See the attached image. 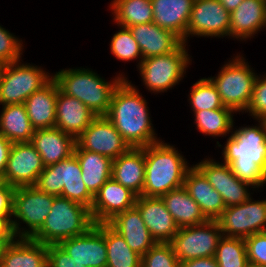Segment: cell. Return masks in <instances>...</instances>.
I'll use <instances>...</instances> for the list:
<instances>
[{"label": "cell", "instance_id": "obj_1", "mask_svg": "<svg viewBox=\"0 0 266 267\" xmlns=\"http://www.w3.org/2000/svg\"><path fill=\"white\" fill-rule=\"evenodd\" d=\"M256 121L255 126L232 127L224 146L217 141L216 147H222L221 162L259 192L266 186V129L261 120Z\"/></svg>", "mask_w": 266, "mask_h": 267}, {"label": "cell", "instance_id": "obj_2", "mask_svg": "<svg viewBox=\"0 0 266 267\" xmlns=\"http://www.w3.org/2000/svg\"><path fill=\"white\" fill-rule=\"evenodd\" d=\"M138 86L123 79L115 88L106 117L130 147L142 148L158 142L147 100Z\"/></svg>", "mask_w": 266, "mask_h": 267}, {"label": "cell", "instance_id": "obj_3", "mask_svg": "<svg viewBox=\"0 0 266 267\" xmlns=\"http://www.w3.org/2000/svg\"><path fill=\"white\" fill-rule=\"evenodd\" d=\"M175 145L160 140L145 146V180L141 196L161 197L184 186L189 166Z\"/></svg>", "mask_w": 266, "mask_h": 267}, {"label": "cell", "instance_id": "obj_4", "mask_svg": "<svg viewBox=\"0 0 266 267\" xmlns=\"http://www.w3.org/2000/svg\"><path fill=\"white\" fill-rule=\"evenodd\" d=\"M53 78L61 92L78 99L96 116L108 114L115 88L127 79L125 73L119 72L107 81L95 70L84 67L60 69L53 74Z\"/></svg>", "mask_w": 266, "mask_h": 267}, {"label": "cell", "instance_id": "obj_5", "mask_svg": "<svg viewBox=\"0 0 266 267\" xmlns=\"http://www.w3.org/2000/svg\"><path fill=\"white\" fill-rule=\"evenodd\" d=\"M94 225L90 209L62 196H54L50 213L41 229L31 238L45 245L85 234Z\"/></svg>", "mask_w": 266, "mask_h": 267}, {"label": "cell", "instance_id": "obj_6", "mask_svg": "<svg viewBox=\"0 0 266 267\" xmlns=\"http://www.w3.org/2000/svg\"><path fill=\"white\" fill-rule=\"evenodd\" d=\"M240 54L237 53L228 62H224L216 76L208 77L216 87L223 105L236 114H244L248 108L258 75L243 54Z\"/></svg>", "mask_w": 266, "mask_h": 267}, {"label": "cell", "instance_id": "obj_7", "mask_svg": "<svg viewBox=\"0 0 266 267\" xmlns=\"http://www.w3.org/2000/svg\"><path fill=\"white\" fill-rule=\"evenodd\" d=\"M80 163L75 154L45 166L35 186L47 194L62 196L91 209L94 196L89 192L81 176Z\"/></svg>", "mask_w": 266, "mask_h": 267}, {"label": "cell", "instance_id": "obj_8", "mask_svg": "<svg viewBox=\"0 0 266 267\" xmlns=\"http://www.w3.org/2000/svg\"><path fill=\"white\" fill-rule=\"evenodd\" d=\"M187 46V47H186ZM188 44L181 43L174 51L142 60L137 68L142 84L154 94L171 90L186 77V70L192 64ZM191 58V59H190Z\"/></svg>", "mask_w": 266, "mask_h": 267}, {"label": "cell", "instance_id": "obj_9", "mask_svg": "<svg viewBox=\"0 0 266 267\" xmlns=\"http://www.w3.org/2000/svg\"><path fill=\"white\" fill-rule=\"evenodd\" d=\"M53 201L54 195L40 191L36 186L17 187L11 221L16 237L32 238L44 224Z\"/></svg>", "mask_w": 266, "mask_h": 267}, {"label": "cell", "instance_id": "obj_10", "mask_svg": "<svg viewBox=\"0 0 266 267\" xmlns=\"http://www.w3.org/2000/svg\"><path fill=\"white\" fill-rule=\"evenodd\" d=\"M23 62L19 60L3 66L0 74V105L23 104L53 78V73L46 72L42 66Z\"/></svg>", "mask_w": 266, "mask_h": 267}, {"label": "cell", "instance_id": "obj_11", "mask_svg": "<svg viewBox=\"0 0 266 267\" xmlns=\"http://www.w3.org/2000/svg\"><path fill=\"white\" fill-rule=\"evenodd\" d=\"M223 233L217 220L179 228L169 242L180 262L197 258L214 257Z\"/></svg>", "mask_w": 266, "mask_h": 267}, {"label": "cell", "instance_id": "obj_12", "mask_svg": "<svg viewBox=\"0 0 266 267\" xmlns=\"http://www.w3.org/2000/svg\"><path fill=\"white\" fill-rule=\"evenodd\" d=\"M252 197L242 204L224 209L217 219L223 236L245 239L263 232L266 226V198L255 200Z\"/></svg>", "mask_w": 266, "mask_h": 267}, {"label": "cell", "instance_id": "obj_13", "mask_svg": "<svg viewBox=\"0 0 266 267\" xmlns=\"http://www.w3.org/2000/svg\"><path fill=\"white\" fill-rule=\"evenodd\" d=\"M230 18V12L219 0H194L185 43L188 44L191 36L229 38Z\"/></svg>", "mask_w": 266, "mask_h": 267}, {"label": "cell", "instance_id": "obj_14", "mask_svg": "<svg viewBox=\"0 0 266 267\" xmlns=\"http://www.w3.org/2000/svg\"><path fill=\"white\" fill-rule=\"evenodd\" d=\"M193 165L220 193L226 207L242 204L254 194L250 190L255 191V188L238 179L228 164L216 161L208 156Z\"/></svg>", "mask_w": 266, "mask_h": 267}, {"label": "cell", "instance_id": "obj_15", "mask_svg": "<svg viewBox=\"0 0 266 267\" xmlns=\"http://www.w3.org/2000/svg\"><path fill=\"white\" fill-rule=\"evenodd\" d=\"M76 143L86 151L116 159L131 147L106 116H97L76 138Z\"/></svg>", "mask_w": 266, "mask_h": 267}, {"label": "cell", "instance_id": "obj_16", "mask_svg": "<svg viewBox=\"0 0 266 267\" xmlns=\"http://www.w3.org/2000/svg\"><path fill=\"white\" fill-rule=\"evenodd\" d=\"M45 165L30 142L12 143L6 170L0 181L17 188L35 186Z\"/></svg>", "mask_w": 266, "mask_h": 267}, {"label": "cell", "instance_id": "obj_17", "mask_svg": "<svg viewBox=\"0 0 266 267\" xmlns=\"http://www.w3.org/2000/svg\"><path fill=\"white\" fill-rule=\"evenodd\" d=\"M59 245L86 267H106L104 223L94 224L85 234L62 240Z\"/></svg>", "mask_w": 266, "mask_h": 267}, {"label": "cell", "instance_id": "obj_18", "mask_svg": "<svg viewBox=\"0 0 266 267\" xmlns=\"http://www.w3.org/2000/svg\"><path fill=\"white\" fill-rule=\"evenodd\" d=\"M137 195L112 177L94 195L90 209L94 224L107 223L118 213L135 206Z\"/></svg>", "mask_w": 266, "mask_h": 267}, {"label": "cell", "instance_id": "obj_19", "mask_svg": "<svg viewBox=\"0 0 266 267\" xmlns=\"http://www.w3.org/2000/svg\"><path fill=\"white\" fill-rule=\"evenodd\" d=\"M135 207L156 242L169 243L172 240L179 227L161 197L137 196Z\"/></svg>", "mask_w": 266, "mask_h": 267}, {"label": "cell", "instance_id": "obj_20", "mask_svg": "<svg viewBox=\"0 0 266 267\" xmlns=\"http://www.w3.org/2000/svg\"><path fill=\"white\" fill-rule=\"evenodd\" d=\"M230 16L229 38L251 40L255 34L266 29V1L243 0Z\"/></svg>", "mask_w": 266, "mask_h": 267}, {"label": "cell", "instance_id": "obj_21", "mask_svg": "<svg viewBox=\"0 0 266 267\" xmlns=\"http://www.w3.org/2000/svg\"><path fill=\"white\" fill-rule=\"evenodd\" d=\"M30 143L42 157L43 164L48 166L74 154L76 138L54 127L35 130Z\"/></svg>", "mask_w": 266, "mask_h": 267}, {"label": "cell", "instance_id": "obj_22", "mask_svg": "<svg viewBox=\"0 0 266 267\" xmlns=\"http://www.w3.org/2000/svg\"><path fill=\"white\" fill-rule=\"evenodd\" d=\"M107 223L141 256L156 243L135 206L118 213Z\"/></svg>", "mask_w": 266, "mask_h": 267}, {"label": "cell", "instance_id": "obj_23", "mask_svg": "<svg viewBox=\"0 0 266 267\" xmlns=\"http://www.w3.org/2000/svg\"><path fill=\"white\" fill-rule=\"evenodd\" d=\"M96 117V114L78 99L58 91L56 128L77 138Z\"/></svg>", "mask_w": 266, "mask_h": 267}, {"label": "cell", "instance_id": "obj_24", "mask_svg": "<svg viewBox=\"0 0 266 267\" xmlns=\"http://www.w3.org/2000/svg\"><path fill=\"white\" fill-rule=\"evenodd\" d=\"M58 84L52 78L46 85L31 94L24 102L34 130L55 127Z\"/></svg>", "mask_w": 266, "mask_h": 267}, {"label": "cell", "instance_id": "obj_25", "mask_svg": "<svg viewBox=\"0 0 266 267\" xmlns=\"http://www.w3.org/2000/svg\"><path fill=\"white\" fill-rule=\"evenodd\" d=\"M193 3L194 0H151L153 22L185 43Z\"/></svg>", "mask_w": 266, "mask_h": 267}, {"label": "cell", "instance_id": "obj_26", "mask_svg": "<svg viewBox=\"0 0 266 267\" xmlns=\"http://www.w3.org/2000/svg\"><path fill=\"white\" fill-rule=\"evenodd\" d=\"M128 28L139 45L143 59L168 54L182 43L174 33L159 27L154 22Z\"/></svg>", "mask_w": 266, "mask_h": 267}, {"label": "cell", "instance_id": "obj_27", "mask_svg": "<svg viewBox=\"0 0 266 267\" xmlns=\"http://www.w3.org/2000/svg\"><path fill=\"white\" fill-rule=\"evenodd\" d=\"M184 187L208 220H217L226 208L222 196L194 166L187 171Z\"/></svg>", "mask_w": 266, "mask_h": 267}, {"label": "cell", "instance_id": "obj_28", "mask_svg": "<svg viewBox=\"0 0 266 267\" xmlns=\"http://www.w3.org/2000/svg\"><path fill=\"white\" fill-rule=\"evenodd\" d=\"M112 178L137 196H141L145 180V147H131L114 159Z\"/></svg>", "mask_w": 266, "mask_h": 267}, {"label": "cell", "instance_id": "obj_29", "mask_svg": "<svg viewBox=\"0 0 266 267\" xmlns=\"http://www.w3.org/2000/svg\"><path fill=\"white\" fill-rule=\"evenodd\" d=\"M74 154L80 163L82 180L94 196L112 177L113 160L107 156L83 150L77 143Z\"/></svg>", "mask_w": 266, "mask_h": 267}, {"label": "cell", "instance_id": "obj_30", "mask_svg": "<svg viewBox=\"0 0 266 267\" xmlns=\"http://www.w3.org/2000/svg\"><path fill=\"white\" fill-rule=\"evenodd\" d=\"M161 198L179 228L200 225L208 221L184 186L169 191Z\"/></svg>", "mask_w": 266, "mask_h": 267}, {"label": "cell", "instance_id": "obj_31", "mask_svg": "<svg viewBox=\"0 0 266 267\" xmlns=\"http://www.w3.org/2000/svg\"><path fill=\"white\" fill-rule=\"evenodd\" d=\"M0 267H47V245L31 238H16L4 254Z\"/></svg>", "mask_w": 266, "mask_h": 267}, {"label": "cell", "instance_id": "obj_32", "mask_svg": "<svg viewBox=\"0 0 266 267\" xmlns=\"http://www.w3.org/2000/svg\"><path fill=\"white\" fill-rule=\"evenodd\" d=\"M1 107L0 135L11 143L30 142L35 130L30 123L25 104Z\"/></svg>", "mask_w": 266, "mask_h": 267}, {"label": "cell", "instance_id": "obj_33", "mask_svg": "<svg viewBox=\"0 0 266 267\" xmlns=\"http://www.w3.org/2000/svg\"><path fill=\"white\" fill-rule=\"evenodd\" d=\"M108 7L117 26L128 28L153 22L151 0H112Z\"/></svg>", "mask_w": 266, "mask_h": 267}, {"label": "cell", "instance_id": "obj_34", "mask_svg": "<svg viewBox=\"0 0 266 267\" xmlns=\"http://www.w3.org/2000/svg\"><path fill=\"white\" fill-rule=\"evenodd\" d=\"M194 125L198 132L204 136L227 137L235 126V112L228 108H218L213 110H199L194 112ZM230 133V134H229Z\"/></svg>", "mask_w": 266, "mask_h": 267}, {"label": "cell", "instance_id": "obj_35", "mask_svg": "<svg viewBox=\"0 0 266 267\" xmlns=\"http://www.w3.org/2000/svg\"><path fill=\"white\" fill-rule=\"evenodd\" d=\"M107 248L106 267H141V255L132 250L124 238L108 223H104Z\"/></svg>", "mask_w": 266, "mask_h": 267}, {"label": "cell", "instance_id": "obj_36", "mask_svg": "<svg viewBox=\"0 0 266 267\" xmlns=\"http://www.w3.org/2000/svg\"><path fill=\"white\" fill-rule=\"evenodd\" d=\"M219 267H247L246 244L243 238L223 236L214 256Z\"/></svg>", "mask_w": 266, "mask_h": 267}, {"label": "cell", "instance_id": "obj_37", "mask_svg": "<svg viewBox=\"0 0 266 267\" xmlns=\"http://www.w3.org/2000/svg\"><path fill=\"white\" fill-rule=\"evenodd\" d=\"M190 110H213L223 108L220 95L209 78H200L190 88L188 95Z\"/></svg>", "mask_w": 266, "mask_h": 267}, {"label": "cell", "instance_id": "obj_38", "mask_svg": "<svg viewBox=\"0 0 266 267\" xmlns=\"http://www.w3.org/2000/svg\"><path fill=\"white\" fill-rule=\"evenodd\" d=\"M118 30L113 34L110 42V51L116 59L123 62L137 60V68L141 64L143 57L138 43L134 39L129 28L118 26Z\"/></svg>", "mask_w": 266, "mask_h": 267}, {"label": "cell", "instance_id": "obj_39", "mask_svg": "<svg viewBox=\"0 0 266 267\" xmlns=\"http://www.w3.org/2000/svg\"><path fill=\"white\" fill-rule=\"evenodd\" d=\"M170 243L156 242L142 257L141 267H180Z\"/></svg>", "mask_w": 266, "mask_h": 267}, {"label": "cell", "instance_id": "obj_40", "mask_svg": "<svg viewBox=\"0 0 266 267\" xmlns=\"http://www.w3.org/2000/svg\"><path fill=\"white\" fill-rule=\"evenodd\" d=\"M0 25V63L7 65L22 60L24 45L22 39Z\"/></svg>", "mask_w": 266, "mask_h": 267}, {"label": "cell", "instance_id": "obj_41", "mask_svg": "<svg viewBox=\"0 0 266 267\" xmlns=\"http://www.w3.org/2000/svg\"><path fill=\"white\" fill-rule=\"evenodd\" d=\"M246 113H249L253 120H261L266 116V73L257 75Z\"/></svg>", "mask_w": 266, "mask_h": 267}, {"label": "cell", "instance_id": "obj_42", "mask_svg": "<svg viewBox=\"0 0 266 267\" xmlns=\"http://www.w3.org/2000/svg\"><path fill=\"white\" fill-rule=\"evenodd\" d=\"M244 240L249 264L266 267V235L256 233Z\"/></svg>", "mask_w": 266, "mask_h": 267}, {"label": "cell", "instance_id": "obj_43", "mask_svg": "<svg viewBox=\"0 0 266 267\" xmlns=\"http://www.w3.org/2000/svg\"><path fill=\"white\" fill-rule=\"evenodd\" d=\"M47 267H86L74 260L59 244L47 245Z\"/></svg>", "mask_w": 266, "mask_h": 267}, {"label": "cell", "instance_id": "obj_44", "mask_svg": "<svg viewBox=\"0 0 266 267\" xmlns=\"http://www.w3.org/2000/svg\"><path fill=\"white\" fill-rule=\"evenodd\" d=\"M15 187L0 181V217H12Z\"/></svg>", "mask_w": 266, "mask_h": 267}, {"label": "cell", "instance_id": "obj_45", "mask_svg": "<svg viewBox=\"0 0 266 267\" xmlns=\"http://www.w3.org/2000/svg\"><path fill=\"white\" fill-rule=\"evenodd\" d=\"M12 147V143L4 136L0 135V179L6 170L7 160Z\"/></svg>", "mask_w": 266, "mask_h": 267}, {"label": "cell", "instance_id": "obj_46", "mask_svg": "<svg viewBox=\"0 0 266 267\" xmlns=\"http://www.w3.org/2000/svg\"><path fill=\"white\" fill-rule=\"evenodd\" d=\"M180 267H219L214 257L197 258L181 262Z\"/></svg>", "mask_w": 266, "mask_h": 267}, {"label": "cell", "instance_id": "obj_47", "mask_svg": "<svg viewBox=\"0 0 266 267\" xmlns=\"http://www.w3.org/2000/svg\"><path fill=\"white\" fill-rule=\"evenodd\" d=\"M11 221L12 217H0V236H16Z\"/></svg>", "mask_w": 266, "mask_h": 267}, {"label": "cell", "instance_id": "obj_48", "mask_svg": "<svg viewBox=\"0 0 266 267\" xmlns=\"http://www.w3.org/2000/svg\"><path fill=\"white\" fill-rule=\"evenodd\" d=\"M16 236H0V262L6 253L9 246L13 243L16 239Z\"/></svg>", "mask_w": 266, "mask_h": 267}, {"label": "cell", "instance_id": "obj_49", "mask_svg": "<svg viewBox=\"0 0 266 267\" xmlns=\"http://www.w3.org/2000/svg\"><path fill=\"white\" fill-rule=\"evenodd\" d=\"M222 6L228 11L232 12L234 11L243 0H219Z\"/></svg>", "mask_w": 266, "mask_h": 267}, {"label": "cell", "instance_id": "obj_50", "mask_svg": "<svg viewBox=\"0 0 266 267\" xmlns=\"http://www.w3.org/2000/svg\"><path fill=\"white\" fill-rule=\"evenodd\" d=\"M262 123L264 124V127L266 129V116L261 119Z\"/></svg>", "mask_w": 266, "mask_h": 267}, {"label": "cell", "instance_id": "obj_51", "mask_svg": "<svg viewBox=\"0 0 266 267\" xmlns=\"http://www.w3.org/2000/svg\"><path fill=\"white\" fill-rule=\"evenodd\" d=\"M247 267H262V266H256V265L249 264Z\"/></svg>", "mask_w": 266, "mask_h": 267}, {"label": "cell", "instance_id": "obj_52", "mask_svg": "<svg viewBox=\"0 0 266 267\" xmlns=\"http://www.w3.org/2000/svg\"><path fill=\"white\" fill-rule=\"evenodd\" d=\"M3 66H4V65H2V64L0 63V74H1V71H2Z\"/></svg>", "mask_w": 266, "mask_h": 267}, {"label": "cell", "instance_id": "obj_53", "mask_svg": "<svg viewBox=\"0 0 266 267\" xmlns=\"http://www.w3.org/2000/svg\"><path fill=\"white\" fill-rule=\"evenodd\" d=\"M263 233L266 235V226H265V228H264V230H263Z\"/></svg>", "mask_w": 266, "mask_h": 267}]
</instances>
